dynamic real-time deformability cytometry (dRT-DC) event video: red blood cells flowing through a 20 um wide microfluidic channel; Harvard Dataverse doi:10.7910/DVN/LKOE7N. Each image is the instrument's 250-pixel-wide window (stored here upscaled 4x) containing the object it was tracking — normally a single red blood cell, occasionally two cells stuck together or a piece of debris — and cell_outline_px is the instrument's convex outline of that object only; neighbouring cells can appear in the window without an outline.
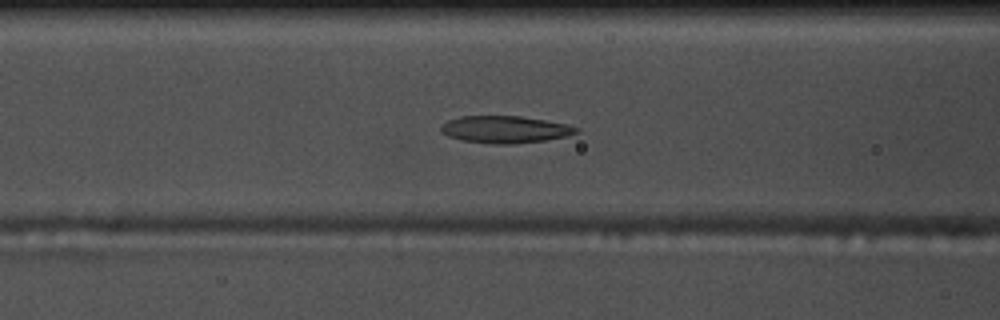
{"species": "common noctule bat (a hibernating species)", "species_latin": "Nyctalus noctula", "temperature_condition": "warm", "stored_images_in_passage": 48, "segment_of_instrument_passage": [1, 2], "camera_frame_rate_fps": 3000, "um_per_image_px": 0.085, "animal": {"sex": "male", "body_mass_g": 17.5, "forearm_length_mm": 52.3}, "frame": {"image": 1, "passage_image": 14, "time_ms": 4.333, "image_size_px": [1000, 320], "cell_outline_px": [[580, 132], [568, 136], [544, 140], [512, 144], [496, 144], [464, 140], [448, 136], [440, 132], [440, 128], [448, 120], [460, 116], [520, 116], [544, 120], [564, 124], [580, 128]], "centroid_in_image_um": [42.94, 11.0], "position_along_channel_um": 123.7, "area_um2": 21.21}}
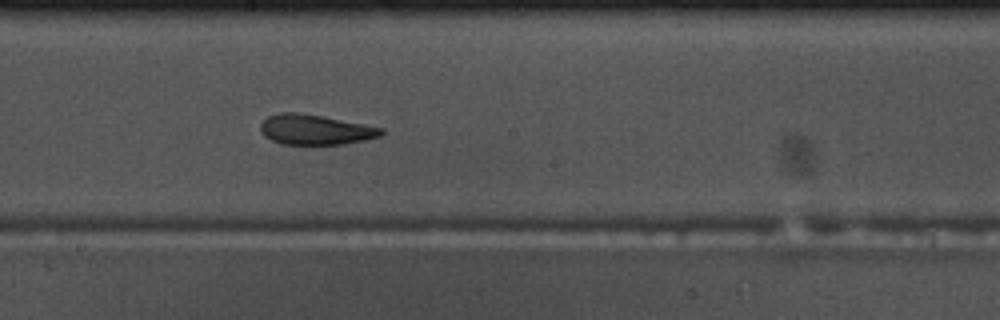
{"frame": {"image": 2, "passage_image": 22, "time_ms": 7.0, "image_size_px": [1000, 320], "cell_outline_px": [[384, 132], [380, 136], [364, 140], [344, 144], [280, 144], [264, 136], [260, 132], [260, 124], [268, 116], [280, 112], [296, 112], [324, 116], [384, 128]], "centroid_in_image_um": [26.78, 11.01], "position_along_channel_um": 221.4, "area_um2": 21.27}}
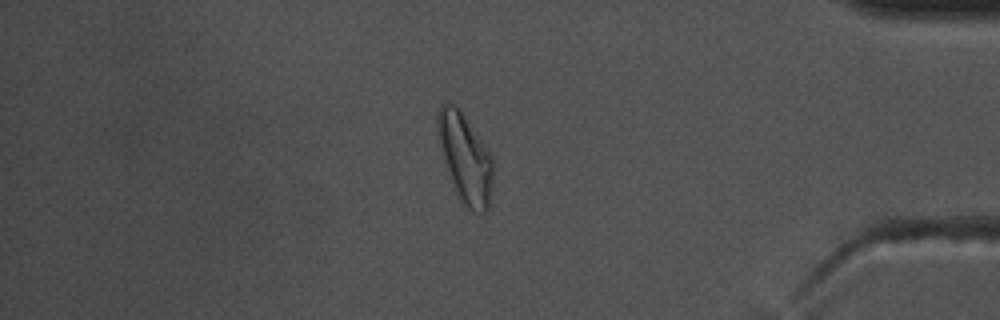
{"frame": {"image": 3, "passage_image": 39, "time_ms": 12.667, "image_size_px": [1000, 320], "cell_outline_px": [[492, 184], [488, 208], [484, 212], [472, 212], [460, 200], [452, 180], [436, 132], [436, 116], [440, 104], [444, 100], [456, 104], [460, 108], [492, 156]], "centroid_in_image_um": [39.52, 13.36], "position_along_channel_um": 395.7, "area_um2": 28.44}}